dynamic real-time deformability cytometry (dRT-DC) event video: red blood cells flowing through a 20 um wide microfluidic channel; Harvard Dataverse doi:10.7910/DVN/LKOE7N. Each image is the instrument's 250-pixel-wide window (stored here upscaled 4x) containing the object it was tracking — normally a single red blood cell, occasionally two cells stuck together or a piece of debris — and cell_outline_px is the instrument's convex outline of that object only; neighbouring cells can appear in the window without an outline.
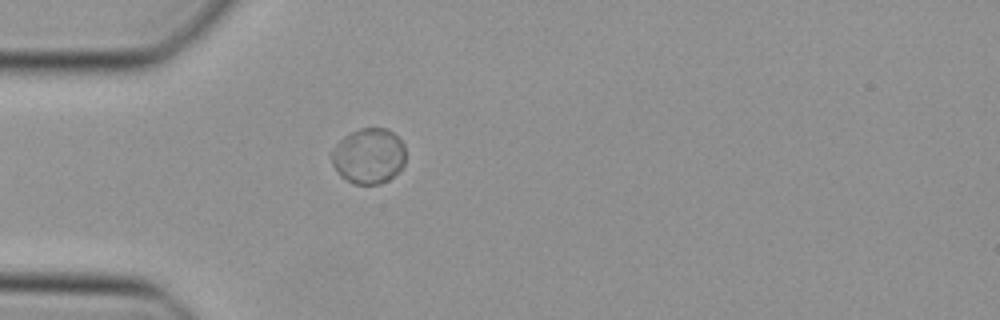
{"species": "Egyptian fruit bat (a non-hibernating species)", "species_latin": "Rousettus aegyptiacus", "temperature_condition": "cold", "stored_images_in_passage": 35, "camera_frame_rate_fps": 3000, "um_per_image_px": 0.085, "animal": {"sex": "female"}, "frame": {"image": 1, "passage_image": 1, "time_ms": 0.0, "image_size_px": [1000, 320], "cell_outline_px": [[404, 164], [388, 180], [380, 184], [352, 184], [332, 164], [332, 148], [344, 136], [360, 128], [388, 128], [404, 144]], "centroid_in_image_um": [31.34, 13.24], "position_along_channel_um": 53.7, "area_um2": 23.58}}
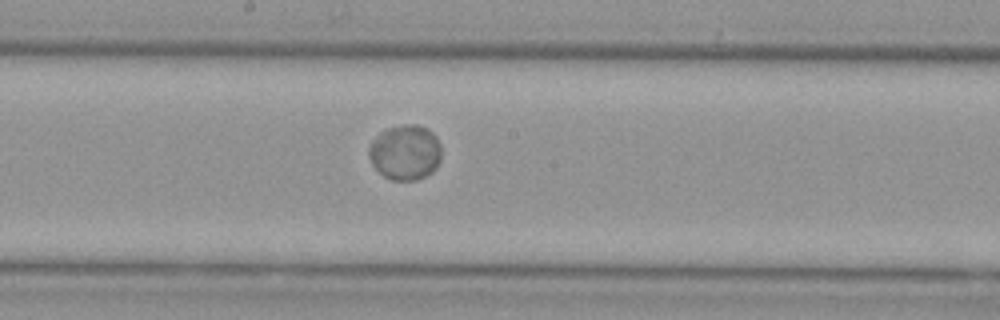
{"frame": {"image": 2, "passage_image": 13, "time_ms": 4.0, "image_size_px": [1000, 320], "cell_outline_px": [[440, 160], [436, 168], [432, 172], [416, 180], [392, 180], [384, 176], [372, 164], [368, 156], [368, 148], [372, 140], [380, 132], [388, 128], [404, 124], [416, 124], [428, 128], [436, 136], [440, 144]], "centroid_in_image_um": [34.44, 12.94], "position_along_channel_um": 213.8, "area_um2": 23.41}}
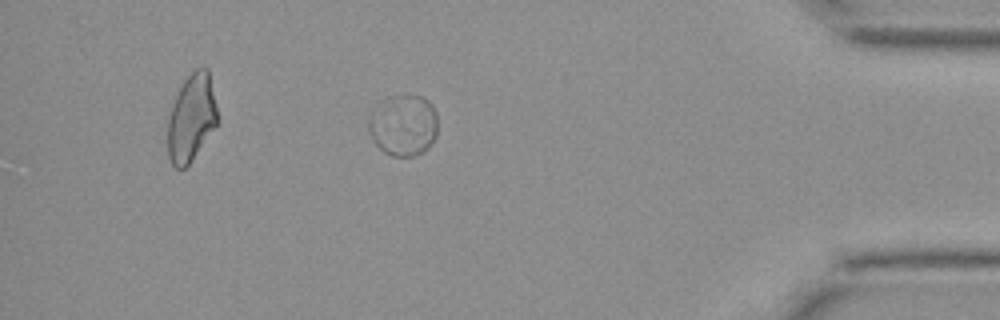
{"frame": {"image": 3, "passage_image": 29, "time_ms": 9.333, "image_size_px": [1000, 320], "cell_outline_px": [[436, 136], [428, 148], [416, 156], [392, 156], [384, 152], [376, 144], [368, 128], [368, 116], [380, 100], [388, 96], [404, 92], [424, 96], [432, 104], [436, 112]], "centroid_in_image_um": [34.28, 10.58], "position_along_channel_um": 400.9, "area_um2": 25.37}}